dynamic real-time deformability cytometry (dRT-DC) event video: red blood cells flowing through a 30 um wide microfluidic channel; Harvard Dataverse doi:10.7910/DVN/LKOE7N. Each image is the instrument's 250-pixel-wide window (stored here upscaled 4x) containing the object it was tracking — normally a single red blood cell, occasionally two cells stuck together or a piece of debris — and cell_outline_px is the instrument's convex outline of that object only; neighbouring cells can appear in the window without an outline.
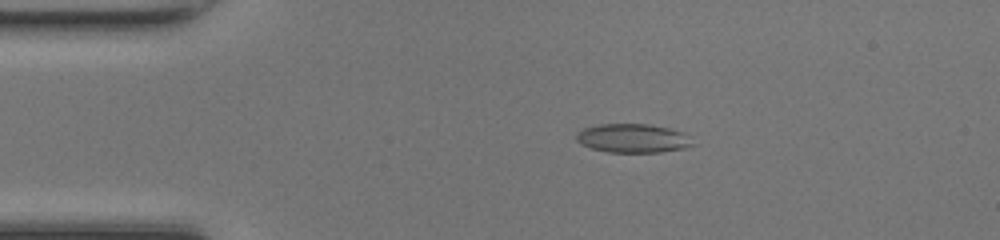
{"species": "common noctule bat (a hibernating species)", "species_latin": "Nyctalus noctula", "temperature_condition": "room temperature", "stored_images_in_passage": 48, "camera_frame_rate_fps": 3000, "um_per_image_px": 0.085, "animal": {"sex": "female", "body_mass_g": 17.0, "forearm_length_mm": 48.0}, "frame": {"image": 1, "passage_image": 9, "time_ms": 2.667, "image_size_px": [1000, 240], "cell_outline_px": [[696, 144], [684, 148], [660, 152], [608, 152], [592, 148], [576, 140], [576, 132], [584, 128], [600, 124], [648, 124], [668, 128], [684, 132], [692, 136]], "centroid_in_image_um": [53.86, 11.75], "position_along_channel_um": 31.1, "area_um2": 19.65}}
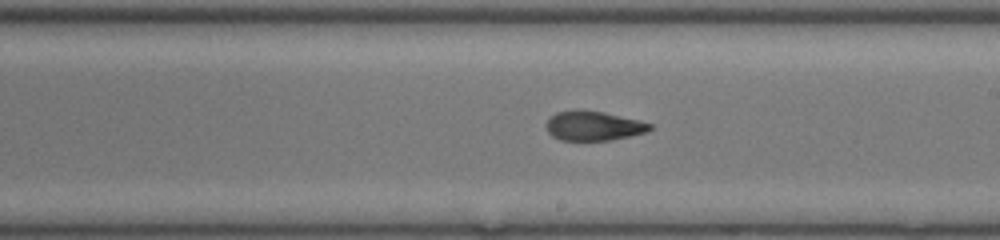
{"frame": {"image": 2, "passage_image": 27, "time_ms": 8.667, "image_size_px": [1000, 240], "cell_outline_px": [[652, 128], [648, 132], [612, 140], [560, 140], [552, 136], [548, 132], [548, 120], [556, 112], [604, 112], [640, 120], [652, 124]], "centroid_in_image_um": [50.53, 10.73], "position_along_channel_um": 238.5, "area_um2": 17.28}}
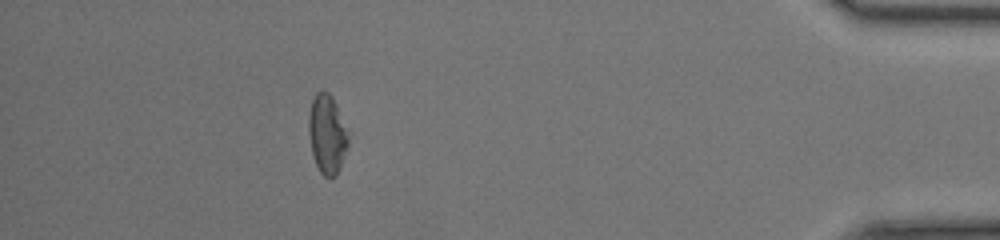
{"frame": {"image": 3, "passage_image": 43, "time_ms": 14.0, "image_size_px": [1000, 240], "cell_outline_px": [[348, 148], [340, 168], [336, 176], [324, 176], [320, 172], [312, 156], [308, 132], [308, 116], [312, 100], [316, 92], [328, 92], [332, 96], [336, 104], [348, 136]], "centroid_in_image_um": [27.78, 11.42], "position_along_channel_um": 407.4, "area_um2": 18.15}, "authors_computed_cell_mechanics": {"area_um2": 18.9873, "velocity_mm_per_s": 4.2479, "shape_relaxation_time_tau1_ms": null, "shape_relaxation_time_tau2_ms": 2.4207, "deformation_change_tau1": null, "deformation_change_tau2": 0.0968}}